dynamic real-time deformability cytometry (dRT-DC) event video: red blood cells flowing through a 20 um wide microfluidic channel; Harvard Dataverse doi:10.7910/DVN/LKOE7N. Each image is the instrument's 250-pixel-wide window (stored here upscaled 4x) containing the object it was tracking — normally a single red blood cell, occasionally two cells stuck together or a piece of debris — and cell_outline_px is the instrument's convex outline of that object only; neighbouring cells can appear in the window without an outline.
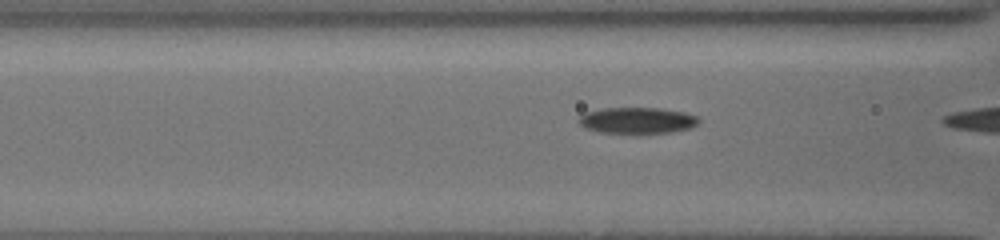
{"species": "common noctule bat (a hibernating species)", "species_latin": "Nyctalus noctula", "temperature_condition": "cold", "stored_images_in_passage": 38, "camera_frame_rate_fps": 3000, "um_per_image_px": 0.085, "animal": {"sex": "female", "body_mass_g": 19.5, "forearm_length_mm": 54.1}, "frame": {"image": 1, "passage_image": 36, "time_ms": 6.667, "image_size_px": [1000, 240], "cell_outline_px": [[700, 120], [696, 124], [688, 128], [668, 132], [604, 132], [588, 128], [580, 124], [580, 116], [588, 112], [604, 108], [660, 108], [684, 112], [696, 116]], "centroid_in_image_um": [54.2, 10.21], "position_along_channel_um": 112.4, "area_um2": 17.57}}